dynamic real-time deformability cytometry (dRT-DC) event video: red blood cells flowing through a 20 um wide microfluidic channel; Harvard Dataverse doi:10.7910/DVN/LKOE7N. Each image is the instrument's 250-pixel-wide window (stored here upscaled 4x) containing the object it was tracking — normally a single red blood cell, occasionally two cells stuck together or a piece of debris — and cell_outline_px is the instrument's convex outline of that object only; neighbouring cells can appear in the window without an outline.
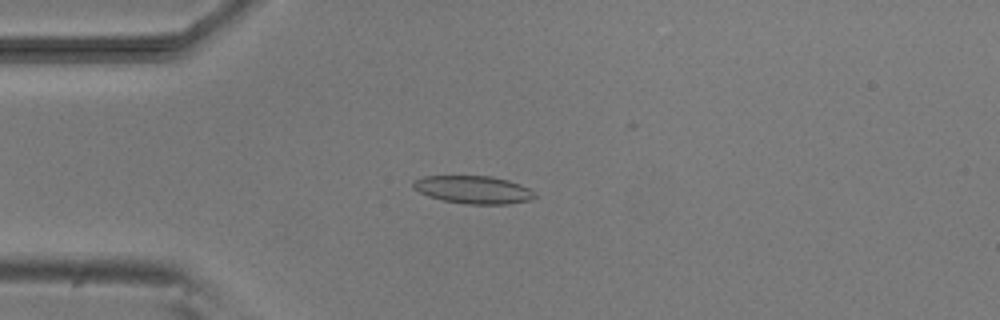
{"species": "common noctule bat (a hibernating species)", "species_latin": "Nyctalus noctula", "temperature_condition": "room temperature", "stored_images_in_passage": 8, "camera_frame_rate_fps": 3000, "um_per_image_px": 0.085, "animal": {"sex": "male", "body_mass_g": 20.5, "forearm_length_mm": 52.5}, "frame": {"image": 1, "passage_image": 4, "time_ms": 3.333, "image_size_px": [1000, 320], "cell_outline_px": [[536, 196], [532, 200], [508, 204], [468, 204], [444, 200], [428, 196], [412, 188], [412, 184], [416, 180], [424, 176], [492, 176], [508, 180], [520, 184], [536, 192]], "centroid_in_image_um": [40.27, 16.12], "position_along_channel_um": 44.7, "area_um2": 19.71}}
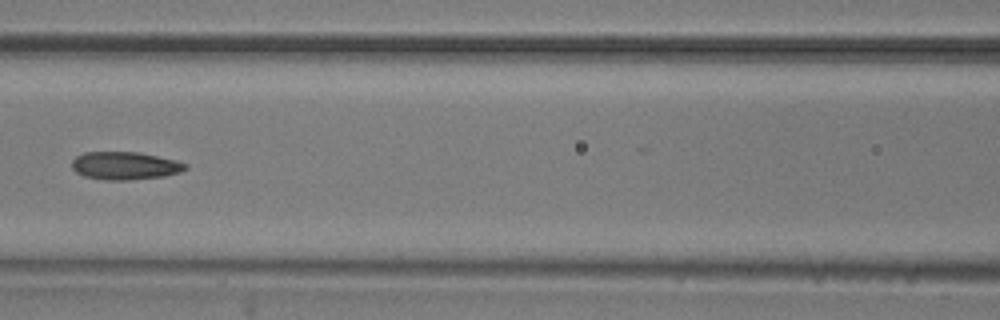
{"frame": {"image": 2, "passage_image": 7, "time_ms": 6.667, "image_size_px": [1000, 320], "cell_outline_px": [[188, 168], [180, 172], [164, 176], [128, 180], [104, 180], [84, 176], [76, 172], [72, 168], [72, 160], [76, 156], [84, 152], [140, 152], [176, 160], [188, 164]], "centroid_in_image_um": [10.63, 14.08], "position_along_channel_um": 156.0, "area_um2": 18.55}}
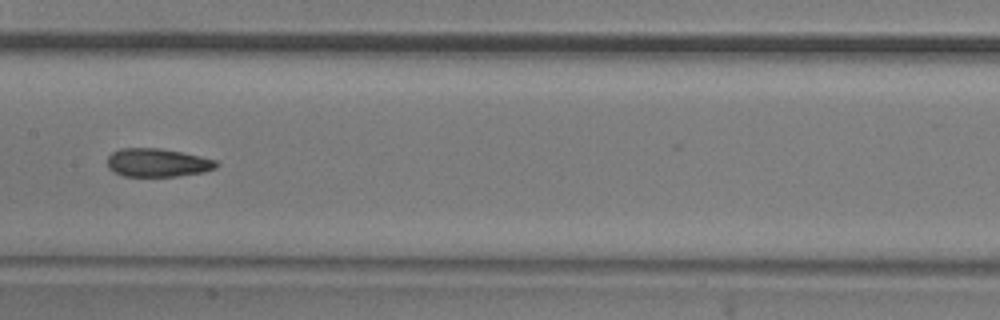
{"frame": {"image": 3, "passage_image": 8, "time_ms": 7.667, "image_size_px": [1000, 320], "cell_outline_px": [[220, 164], [216, 168], [204, 172], [176, 176], [124, 176], [108, 168], [108, 156], [112, 152], [120, 148], [160, 148], [200, 156], [216, 160]], "centroid_in_image_um": [13.4, 13.82], "position_along_channel_um": 194.0, "area_um2": 17.98}}